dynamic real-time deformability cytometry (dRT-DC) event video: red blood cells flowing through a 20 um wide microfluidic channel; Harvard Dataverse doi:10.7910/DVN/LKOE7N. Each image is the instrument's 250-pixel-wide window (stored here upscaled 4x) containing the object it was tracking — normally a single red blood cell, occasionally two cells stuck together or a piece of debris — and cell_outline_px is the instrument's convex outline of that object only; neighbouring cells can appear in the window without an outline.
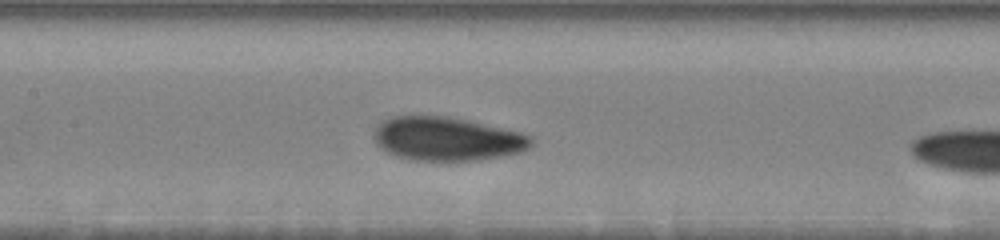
{"species": "human", "species_latin": "Homo sapiens", "temperature_condition": "warm", "stored_images_in_passage": 25, "camera_frame_rate_fps": 3000, "um_per_image_px": 0.085, "donor": {"sex": "male"}, "frame": {"image": 1, "passage_image": 6, "time_ms": 1.667, "image_size_px": [1000, 240], "cell_outline_px": [[532, 144], [528, 148], [520, 152], [504, 156], [476, 160], [412, 160], [396, 156], [380, 148], [376, 144], [376, 128], [384, 120], [392, 116], [444, 116], [464, 120], [520, 132], [532, 136]], "centroid_in_image_um": [38.01, 11.81], "position_along_channel_um": 169.4, "area_um2": 39.48}}
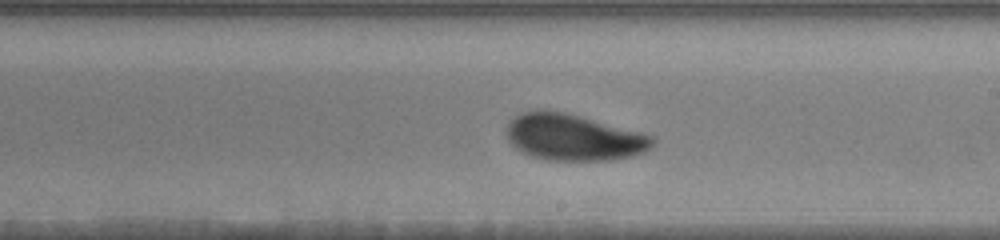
{"frame": {"image": 2, "passage_image": 12, "time_ms": 3.667, "image_size_px": [1000, 240], "cell_outline_px": [[656, 144], [652, 148], [644, 152], [632, 156], [608, 160], [548, 160], [532, 156], [520, 152], [508, 140], [504, 128], [520, 112], [536, 108], [548, 108], [580, 116], [656, 136]], "centroid_in_image_um": [48.74, 11.65], "position_along_channel_um": 240.3, "area_um2": 40.11}}
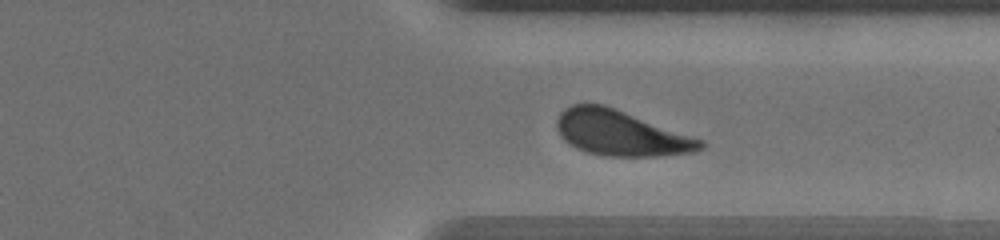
{"frame": {"image": 3, "passage_image": 22, "time_ms": 7.0, "image_size_px": [1000, 240], "cell_outline_px": [[704, 148], [692, 152], [656, 156], [604, 156], [588, 152], [568, 144], [560, 136], [556, 128], [556, 120], [560, 112], [564, 108], [572, 104], [604, 104], [704, 140]], "centroid_in_image_um": [52.73, 11.31], "position_along_channel_um": 358.7, "area_um2": 37.92}}